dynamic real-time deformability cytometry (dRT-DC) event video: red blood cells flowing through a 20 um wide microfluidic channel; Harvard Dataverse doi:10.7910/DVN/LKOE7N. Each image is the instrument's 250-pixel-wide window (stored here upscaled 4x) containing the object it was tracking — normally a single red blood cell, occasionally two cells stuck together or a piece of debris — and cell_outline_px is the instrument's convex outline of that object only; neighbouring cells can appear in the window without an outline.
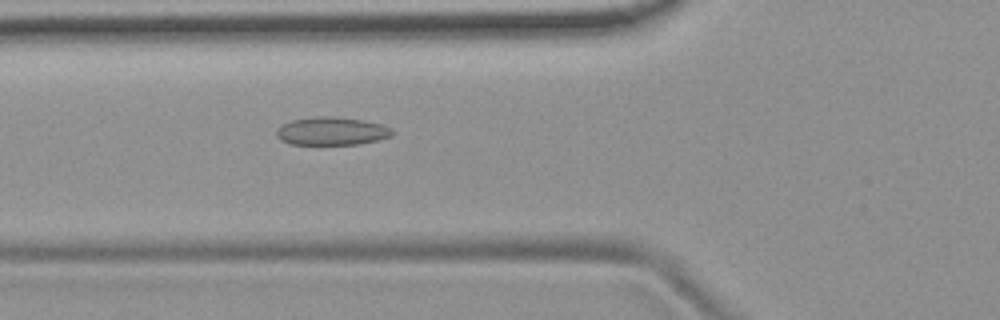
{"species": "common noctule bat (a hibernating species)", "species_latin": "Nyctalus noctula", "temperature_condition": "room temperature", "stored_images_in_passage": 36, "camera_frame_rate_fps": 3000, "um_per_image_px": 0.085, "animal": {"sex": "female", "body_mass_g": 19.9}, "frame": {"image": 1, "passage_image": 5, "time_ms": 1.333, "image_size_px": [1000, 320], "cell_outline_px": [[396, 132], [392, 136], [380, 140], [356, 144], [288, 144], [280, 140], [276, 136], [276, 128], [280, 124], [292, 120], [320, 116], [332, 116], [360, 120], [380, 124], [392, 128]], "centroid_in_image_um": [28.18, 11.15], "position_along_channel_um": 97.6, "area_um2": 19.07}}
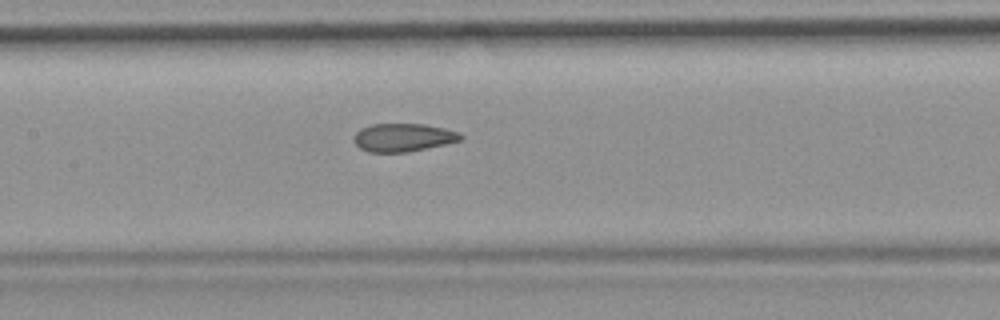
{"frame": {"image": 2, "passage_image": 11, "time_ms": 3.333, "image_size_px": [1000, 320], "cell_outline_px": [[464, 136], [460, 140], [444, 144], [408, 152], [368, 152], [360, 148], [352, 140], [352, 136], [360, 128], [372, 124], [424, 124], [444, 128], [460, 132]], "centroid_in_image_um": [34.23, 11.68], "position_along_channel_um": 173.2, "area_um2": 17.57}}
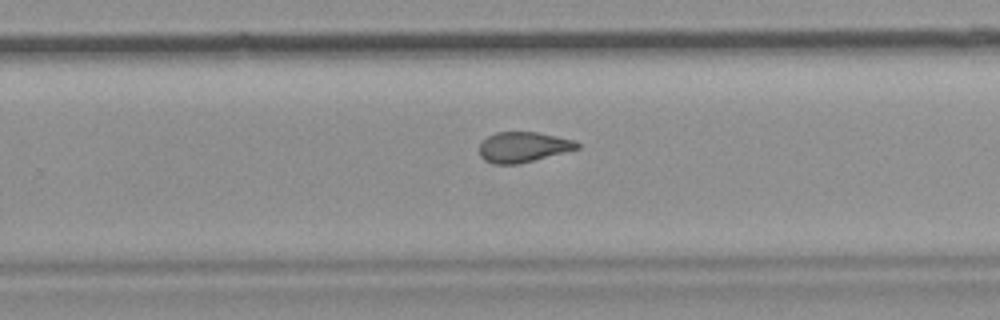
{"frame": {"image": 3, "passage_image": 20, "time_ms": 6.333, "image_size_px": [1000, 320], "cell_outline_px": [[580, 148], [516, 164], [492, 164], [484, 160], [480, 156], [480, 144], [488, 136], [496, 132], [536, 132], [576, 140], [580, 144]], "centroid_in_image_um": [44.46, 12.49], "position_along_channel_um": 285.3, "area_um2": 17.11}, "authors_computed_cell_mechanics": {"area_um2": 18.207, "velocity_mm_per_s": 3.758, "shape_relaxation_time_tau1_ms": null, "shape_relaxation_time_tau2_ms": 1.9341, "deformation_change_tau1": null, "deformation_change_tau2": 0.0769}}